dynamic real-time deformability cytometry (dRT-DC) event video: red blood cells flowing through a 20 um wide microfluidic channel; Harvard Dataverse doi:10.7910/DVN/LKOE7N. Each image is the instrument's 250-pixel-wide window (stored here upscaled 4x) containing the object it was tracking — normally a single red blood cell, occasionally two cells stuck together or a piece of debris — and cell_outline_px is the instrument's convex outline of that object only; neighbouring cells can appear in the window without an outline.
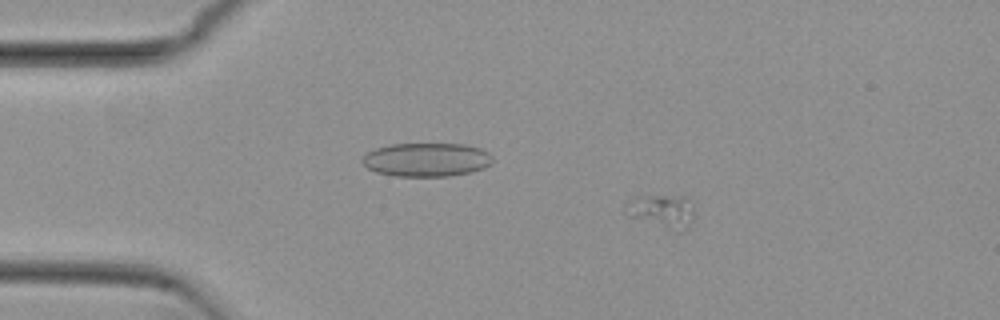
{"species": "common noctule bat (a hibernating species)", "species_latin": "Nyctalus noctula", "temperature_condition": "cold", "stored_images_in_passage": 51, "camera_frame_rate_fps": 3000, "um_per_image_px": 0.085, "animal": {"sex": "female", "body_mass_g": 29.2, "forearm_length_mm": 56.3}, "frame": {"image": 1, "passage_image": 7, "time_ms": 2.0, "image_size_px": [1000, 320], "cell_outline_px": [[692, 220], [684, 228], [668, 228], [628, 216], [624, 212], [624, 208], [656, 196], [684, 196], [692, 200]], "centroid_in_image_um": [56.38, 17.95], "position_along_channel_um": 28.6, "area_um2": 11.85}}
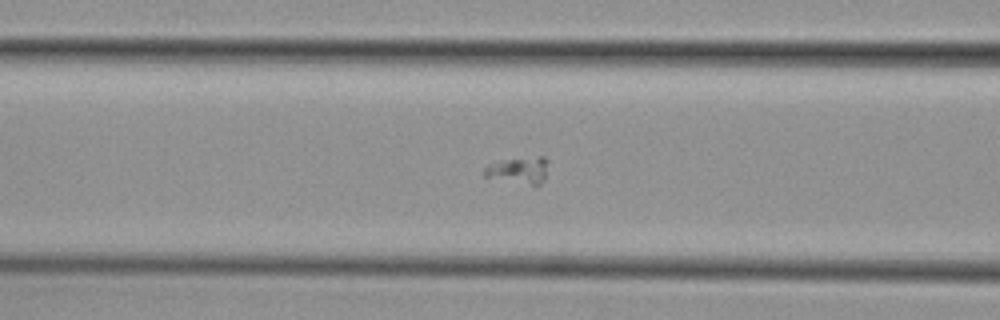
{"frame": {"image": 2, "passage_image": 19, "time_ms": 6.0, "image_size_px": [1000, 320], "cell_outline_px": [[548, 160], [544, 180], [536, 188], [484, 176], [484, 168], [500, 160], [540, 156], [544, 156]], "centroid_in_image_um": [44.15, 14.51], "position_along_channel_um": 122.5, "area_um2": 10.23}}
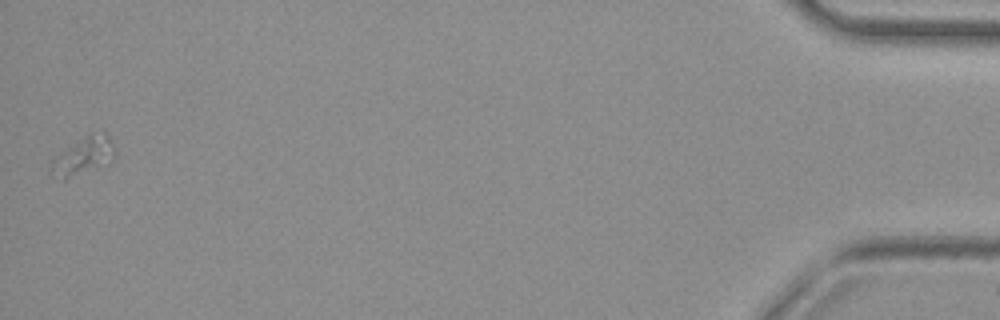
{"frame": {"image": 3, "passage_image": 51, "time_ms": 16.667, "image_size_px": [1000, 320], "cell_outline_px": [[116, 152], [112, 160], [108, 164], [64, 180], [52, 176], [48, 172], [48, 168], [52, 164], [88, 132], [92, 132], [108, 136], [116, 148]], "centroid_in_image_um": [7.15, 13.31], "position_along_channel_um": 428.1, "area_um2": 13.53}}